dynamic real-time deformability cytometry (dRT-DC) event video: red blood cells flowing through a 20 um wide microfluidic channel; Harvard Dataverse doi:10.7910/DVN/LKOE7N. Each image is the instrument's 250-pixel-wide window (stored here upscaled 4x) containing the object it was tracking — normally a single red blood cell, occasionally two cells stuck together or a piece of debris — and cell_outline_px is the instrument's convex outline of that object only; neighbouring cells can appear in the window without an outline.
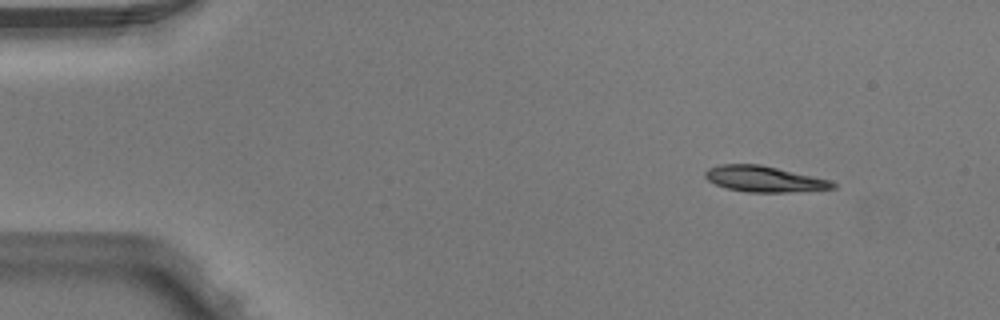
{"species": "Egyptian fruit bat (a non-hibernating species)", "species_latin": "Rousettus aegyptiacus", "temperature_condition": "warm", "stored_images_in_passage": 6, "camera_frame_rate_fps": 3000, "um_per_image_px": 0.085, "animal": {"sex": "male"}, "frame": {"image": 1, "passage_image": 2, "time_ms": 0.333, "image_size_px": [1000, 320], "cell_outline_px": [[836, 188], [784, 192], [748, 192], [728, 188], [716, 184], [708, 180], [704, 176], [704, 172], [708, 168], [720, 164], [760, 164], [832, 180], [836, 184]], "centroid_in_image_um": [64.95, 15.2], "position_along_channel_um": 20.0, "area_um2": 19.13}}
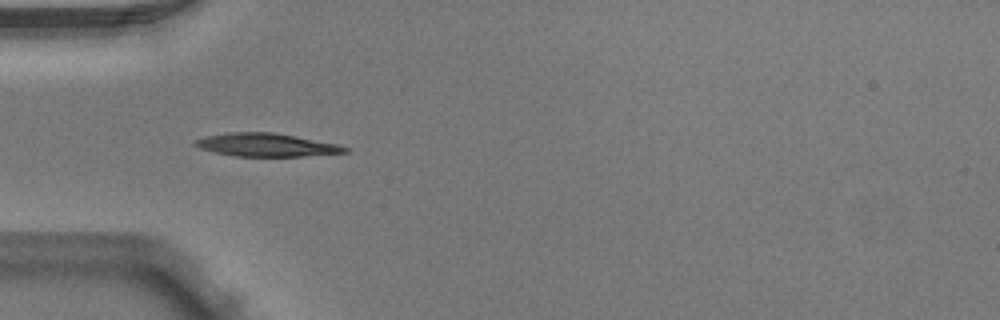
{"frame": {"image": 2, "passage_image": 5, "time_ms": 1.333, "image_size_px": [1000, 320], "cell_outline_px": [[348, 152], [304, 156], [236, 156], [216, 152], [200, 148], [192, 144], [196, 140], [204, 136], [228, 132], [276, 132], [340, 144], [348, 148]], "centroid_in_image_um": [22.66, 12.3], "position_along_channel_um": 62.3, "area_um2": 20.29}}
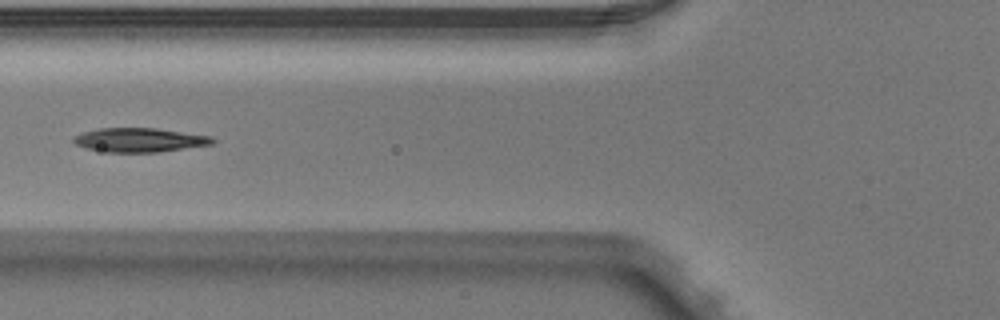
{"frame": {"image": 3, "passage_image": 6, "time_ms": 1.667, "image_size_px": [1000, 320], "cell_outline_px": [[216, 140], [212, 144], [156, 152], [108, 152], [88, 148], [76, 144], [72, 140], [72, 136], [84, 132], [100, 128], [156, 128], [212, 136]], "centroid_in_image_um": [11.86, 11.89], "position_along_channel_um": 113.9, "area_um2": 19.31}}